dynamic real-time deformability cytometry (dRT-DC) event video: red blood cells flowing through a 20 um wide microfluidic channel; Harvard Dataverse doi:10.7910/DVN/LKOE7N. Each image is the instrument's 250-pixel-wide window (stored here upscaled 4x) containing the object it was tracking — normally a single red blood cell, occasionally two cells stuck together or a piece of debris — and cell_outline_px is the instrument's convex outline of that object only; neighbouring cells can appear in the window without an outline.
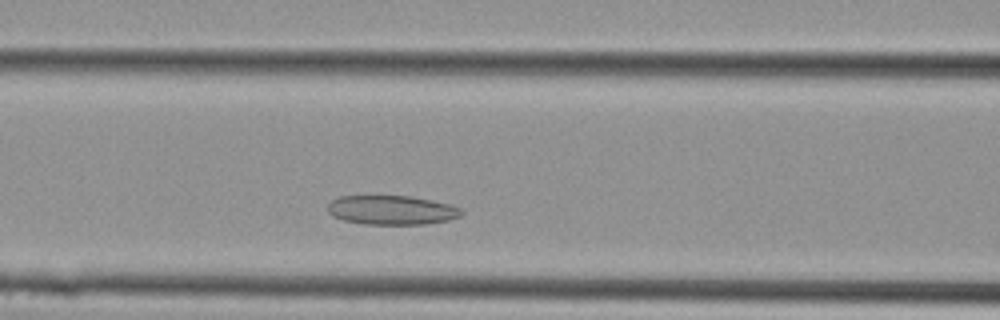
{"species": "Egyptian fruit bat (a non-hibernating species)", "species_latin": "Rousettus aegyptiacus", "temperature_condition": "cold", "stored_images_in_passage": 6, "camera_frame_rate_fps": 3000, "um_per_image_px": 0.085, "animal": {"sex": "female"}, "frame": {"image": 1, "passage_image": 4, "time_ms": 1.0, "image_size_px": [1000, 320], "cell_outline_px": [[464, 212], [460, 216], [448, 220], [424, 224], [364, 224], [344, 220], [332, 216], [328, 212], [328, 204], [332, 200], [340, 196], [412, 196], [432, 200], [448, 204], [460, 208]], "centroid_in_image_um": [33.28, 17.85], "position_along_channel_um": 133.3, "area_um2": 22.72}}
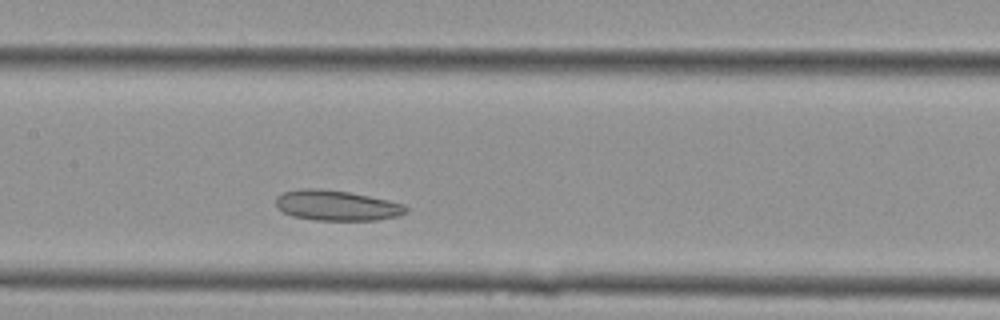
{"frame": {"image": 2, "passage_image": 6, "time_ms": 1.667, "image_size_px": [1000, 320], "cell_outline_px": [[408, 208], [400, 216], [376, 220], [316, 220], [292, 216], [276, 208], [276, 196], [284, 192], [300, 188], [316, 188], [348, 192], [388, 200], [404, 204]], "centroid_in_image_um": [28.59, 17.46], "position_along_channel_um": 178.8, "area_um2": 22.95}}